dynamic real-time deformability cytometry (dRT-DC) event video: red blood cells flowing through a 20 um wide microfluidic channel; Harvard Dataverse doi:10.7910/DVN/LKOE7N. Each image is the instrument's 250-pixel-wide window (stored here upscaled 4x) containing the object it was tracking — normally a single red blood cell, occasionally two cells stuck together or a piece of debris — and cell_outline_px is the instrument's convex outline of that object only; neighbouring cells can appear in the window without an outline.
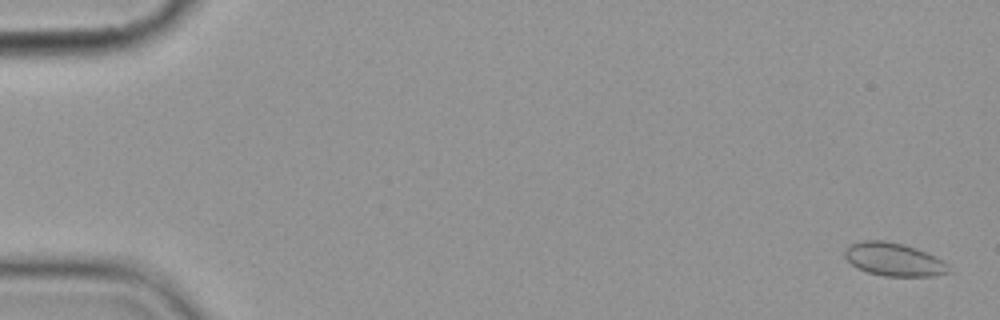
{"species": "common noctule bat (a hibernating species)", "species_latin": "Nyctalus noctula", "temperature_condition": "cold", "stored_images_in_passage": 4, "camera_frame_rate_fps": 3000, "um_per_image_px": 0.085, "animal": {"sex": "female", "body_mass_g": 19.9}, "frame": {"image": 1, "passage_image": 1, "time_ms": 0.0, "image_size_px": [1000, 320], "cell_outline_px": [[952, 272], [932, 276], [884, 276], [868, 272], [852, 264], [844, 256], [844, 248], [852, 244], [864, 240], [884, 240], [904, 244], [928, 252], [944, 260], [948, 264]], "centroid_in_image_um": [76.03, 22.04], "position_along_channel_um": 9.0, "area_um2": 20.23}}